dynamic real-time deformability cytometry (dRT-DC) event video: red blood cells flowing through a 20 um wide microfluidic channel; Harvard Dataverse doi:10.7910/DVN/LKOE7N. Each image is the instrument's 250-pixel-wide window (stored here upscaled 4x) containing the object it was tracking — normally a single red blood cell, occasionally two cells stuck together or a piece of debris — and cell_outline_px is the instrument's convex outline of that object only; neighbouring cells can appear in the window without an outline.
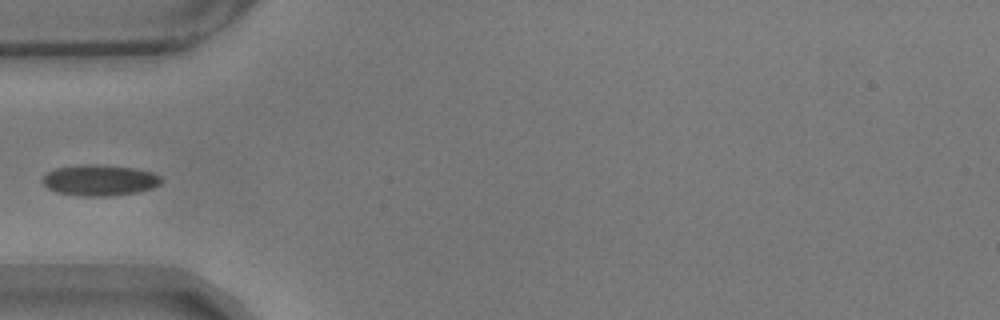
{"species": "common noctule bat (a hibernating species)", "species_latin": "Nyctalus noctula", "temperature_condition": "warm", "stored_images_in_passage": 40, "camera_frame_rate_fps": 3000, "um_per_image_px": 0.085, "animal": {"sex": "male", "body_mass_g": 17.9}, "frame": {"image": 1, "passage_image": 1, "time_ms": 0.0, "image_size_px": [1000, 320], "cell_outline_px": [[160, 184], [152, 188], [136, 192], [112, 196], [84, 196], [56, 192], [48, 188], [40, 180], [48, 172], [56, 168], [88, 164], [100, 164], [132, 168], [152, 172], [160, 176]], "centroid_in_image_um": [8.45, 15.32], "position_along_channel_um": 76.5, "area_um2": 21.27}}
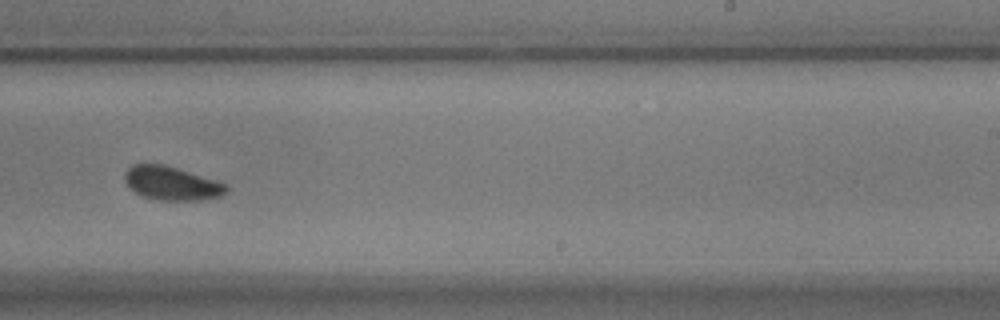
{"frame": {"image": 2, "passage_image": 18, "time_ms": 5.667, "image_size_px": [1000, 320], "cell_outline_px": [[228, 192], [220, 196], [200, 200], [160, 200], [144, 196], [136, 192], [124, 180], [124, 172], [132, 164], [164, 164], [228, 184]], "centroid_in_image_um": [14.61, 15.57], "position_along_channel_um": 274.4, "area_um2": 19.77}}
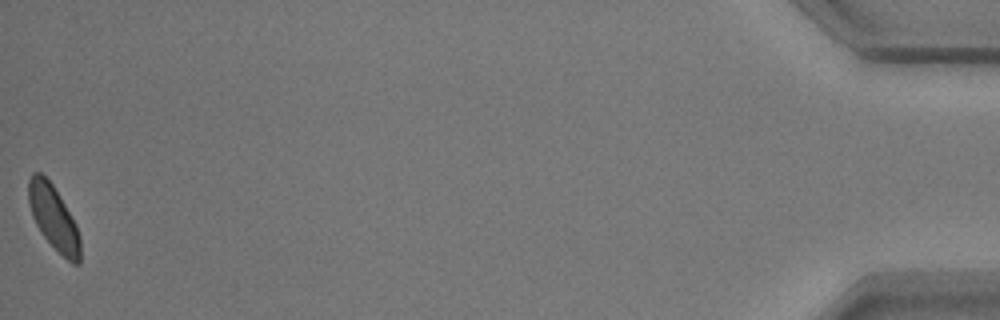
{"frame": {"image": 3, "passage_image": 40, "time_ms": 13.0, "image_size_px": [1000, 320], "cell_outline_px": [[80, 264], [72, 264], [44, 236], [36, 224], [32, 216], [28, 204], [28, 180], [32, 172], [40, 172], [52, 184], [76, 224], [80, 236]], "centroid_in_image_um": [4.54, 18.48], "position_along_channel_um": 430.7, "area_um2": 19.07}}